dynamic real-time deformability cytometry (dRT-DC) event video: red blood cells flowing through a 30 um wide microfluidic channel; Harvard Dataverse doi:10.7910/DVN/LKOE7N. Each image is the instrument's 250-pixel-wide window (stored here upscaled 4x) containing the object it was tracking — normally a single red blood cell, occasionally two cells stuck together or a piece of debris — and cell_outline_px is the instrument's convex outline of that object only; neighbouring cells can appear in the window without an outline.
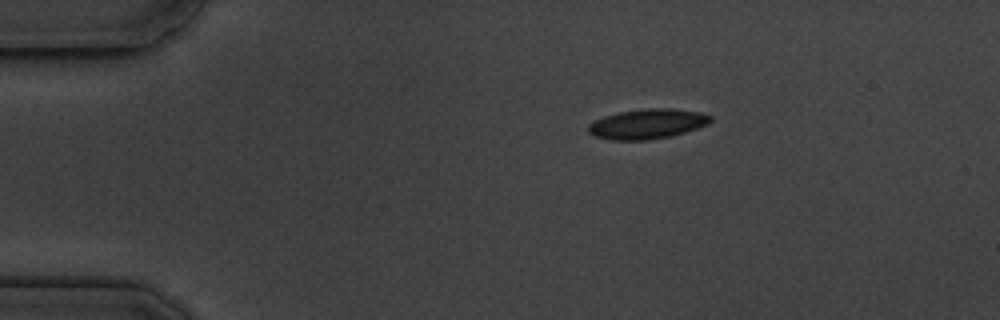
{"species": "common noctule bat (a hibernating species)", "species_latin": "Nyctalus noctula", "temperature_condition": "cold", "stored_images_in_passage": 3, "camera_frame_rate_fps": 3000, "um_per_image_px": 0.085, "animal": {"sex": "male", "body_mass_g": 19.5, "forearm_length_mm": 54.6}, "frame": {"image": 1, "passage_image": 1, "time_ms": 0.0, "image_size_px": [1000, 320], "cell_outline_px": [[712, 120], [708, 124], [672, 136], [648, 140], [612, 140], [596, 136], [588, 132], [588, 124], [604, 116], [620, 112], [648, 108], [672, 108], [700, 112], [712, 116]], "centroid_in_image_um": [55.04, 10.53], "position_along_channel_um": 30.0, "area_um2": 21.21}}